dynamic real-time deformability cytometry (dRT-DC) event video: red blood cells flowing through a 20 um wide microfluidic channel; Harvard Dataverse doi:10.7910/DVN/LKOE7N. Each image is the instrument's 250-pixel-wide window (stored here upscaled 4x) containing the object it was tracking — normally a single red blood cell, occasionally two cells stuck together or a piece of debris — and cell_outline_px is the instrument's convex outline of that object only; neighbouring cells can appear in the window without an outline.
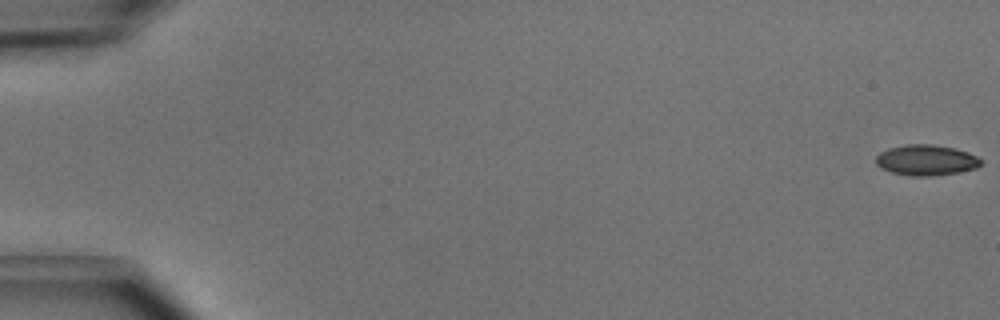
{"species": "common noctule bat (a hibernating species)", "species_latin": "Nyctalus noctula", "temperature_condition": "cold", "stored_images_in_passage": 5, "camera_frame_rate_fps": 3000, "um_per_image_px": 0.085, "animal": {"sex": "male", "body_mass_g": 15.6}, "frame": {"image": 1, "passage_image": 1, "time_ms": 0.0, "image_size_px": [1000, 320], "cell_outline_px": [[984, 160], [976, 168], [956, 172], [932, 176], [908, 176], [892, 172], [880, 168], [876, 164], [876, 156], [880, 152], [888, 148], [908, 144], [932, 144], [956, 148], [968, 152]], "centroid_in_image_um": [78.71, 13.6], "position_along_channel_um": 6.3, "area_um2": 18.84}}